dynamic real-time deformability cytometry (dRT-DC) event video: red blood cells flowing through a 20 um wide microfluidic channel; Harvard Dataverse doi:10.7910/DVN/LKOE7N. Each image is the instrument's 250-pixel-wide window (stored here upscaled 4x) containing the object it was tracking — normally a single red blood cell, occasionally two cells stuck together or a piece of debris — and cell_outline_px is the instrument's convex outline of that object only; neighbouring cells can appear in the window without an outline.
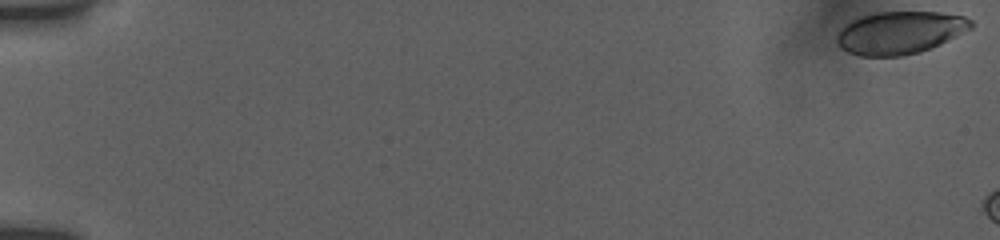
{"species": "human", "species_latin": "Homo sapiens", "temperature_condition": "room temperature", "stored_images_in_passage": 8, "camera_frame_rate_fps": 3000, "um_per_image_px": 0.085, "donor": {"sex": "female"}, "frame": {"image": 1, "passage_image": 1, "time_ms": 0.0, "image_size_px": [1000, 240], "cell_outline_px": [[972, 28], [940, 44], [920, 52], [900, 56], [860, 56], [848, 52], [840, 48], [836, 40], [836, 36], [840, 28], [844, 24], [860, 16], [876, 12], [940, 12], [964, 16], [972, 20]], "centroid_in_image_um": [76.46, 2.77], "position_along_channel_um": 8.5, "area_um2": 33.47}}